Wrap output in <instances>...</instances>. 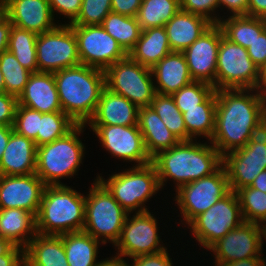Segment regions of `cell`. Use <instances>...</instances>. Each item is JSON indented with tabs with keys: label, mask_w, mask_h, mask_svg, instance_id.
<instances>
[{
	"label": "cell",
	"mask_w": 266,
	"mask_h": 266,
	"mask_svg": "<svg viewBox=\"0 0 266 266\" xmlns=\"http://www.w3.org/2000/svg\"><path fill=\"white\" fill-rule=\"evenodd\" d=\"M128 212L113 198L107 188L95 179L88 196H85V223L83 231L102 244L119 240ZM104 238V239H103Z\"/></svg>",
	"instance_id": "obj_6"
},
{
	"label": "cell",
	"mask_w": 266,
	"mask_h": 266,
	"mask_svg": "<svg viewBox=\"0 0 266 266\" xmlns=\"http://www.w3.org/2000/svg\"><path fill=\"white\" fill-rule=\"evenodd\" d=\"M164 249L155 254L141 255L133 258V265L129 266H172L169 253Z\"/></svg>",
	"instance_id": "obj_47"
},
{
	"label": "cell",
	"mask_w": 266,
	"mask_h": 266,
	"mask_svg": "<svg viewBox=\"0 0 266 266\" xmlns=\"http://www.w3.org/2000/svg\"><path fill=\"white\" fill-rule=\"evenodd\" d=\"M264 226L243 221L214 243L209 250L214 252L215 266L231 261L261 257Z\"/></svg>",
	"instance_id": "obj_16"
},
{
	"label": "cell",
	"mask_w": 266,
	"mask_h": 266,
	"mask_svg": "<svg viewBox=\"0 0 266 266\" xmlns=\"http://www.w3.org/2000/svg\"><path fill=\"white\" fill-rule=\"evenodd\" d=\"M216 90L215 131L210 140L219 154L244 147L265 124L266 91Z\"/></svg>",
	"instance_id": "obj_1"
},
{
	"label": "cell",
	"mask_w": 266,
	"mask_h": 266,
	"mask_svg": "<svg viewBox=\"0 0 266 266\" xmlns=\"http://www.w3.org/2000/svg\"><path fill=\"white\" fill-rule=\"evenodd\" d=\"M76 125L64 112L41 113L37 147L64 137Z\"/></svg>",
	"instance_id": "obj_37"
},
{
	"label": "cell",
	"mask_w": 266,
	"mask_h": 266,
	"mask_svg": "<svg viewBox=\"0 0 266 266\" xmlns=\"http://www.w3.org/2000/svg\"><path fill=\"white\" fill-rule=\"evenodd\" d=\"M261 76H262V80H263L264 86L266 87V66H265V68L261 71Z\"/></svg>",
	"instance_id": "obj_60"
},
{
	"label": "cell",
	"mask_w": 266,
	"mask_h": 266,
	"mask_svg": "<svg viewBox=\"0 0 266 266\" xmlns=\"http://www.w3.org/2000/svg\"><path fill=\"white\" fill-rule=\"evenodd\" d=\"M93 132L99 137L102 146L112 156L123 160L138 163L135 166H143L151 163L147 154L143 137L138 125H89Z\"/></svg>",
	"instance_id": "obj_17"
},
{
	"label": "cell",
	"mask_w": 266,
	"mask_h": 266,
	"mask_svg": "<svg viewBox=\"0 0 266 266\" xmlns=\"http://www.w3.org/2000/svg\"><path fill=\"white\" fill-rule=\"evenodd\" d=\"M152 76L150 68L127 56L105 70V86L138 108L148 107L156 94Z\"/></svg>",
	"instance_id": "obj_9"
},
{
	"label": "cell",
	"mask_w": 266,
	"mask_h": 266,
	"mask_svg": "<svg viewBox=\"0 0 266 266\" xmlns=\"http://www.w3.org/2000/svg\"><path fill=\"white\" fill-rule=\"evenodd\" d=\"M0 69L4 76L6 93L18 98L32 73L25 69L9 50L0 55Z\"/></svg>",
	"instance_id": "obj_38"
},
{
	"label": "cell",
	"mask_w": 266,
	"mask_h": 266,
	"mask_svg": "<svg viewBox=\"0 0 266 266\" xmlns=\"http://www.w3.org/2000/svg\"><path fill=\"white\" fill-rule=\"evenodd\" d=\"M231 191L251 186L256 176L266 170V127L255 133L247 144L222 157Z\"/></svg>",
	"instance_id": "obj_13"
},
{
	"label": "cell",
	"mask_w": 266,
	"mask_h": 266,
	"mask_svg": "<svg viewBox=\"0 0 266 266\" xmlns=\"http://www.w3.org/2000/svg\"><path fill=\"white\" fill-rule=\"evenodd\" d=\"M52 15L54 17V10L61 15L71 18L70 24L77 18L82 0H48Z\"/></svg>",
	"instance_id": "obj_45"
},
{
	"label": "cell",
	"mask_w": 266,
	"mask_h": 266,
	"mask_svg": "<svg viewBox=\"0 0 266 266\" xmlns=\"http://www.w3.org/2000/svg\"><path fill=\"white\" fill-rule=\"evenodd\" d=\"M160 187L167 179L176 181L179 187L199 180L215 172L222 165V156L213 145L193 140L180 141L177 145L157 153L151 158Z\"/></svg>",
	"instance_id": "obj_2"
},
{
	"label": "cell",
	"mask_w": 266,
	"mask_h": 266,
	"mask_svg": "<svg viewBox=\"0 0 266 266\" xmlns=\"http://www.w3.org/2000/svg\"><path fill=\"white\" fill-rule=\"evenodd\" d=\"M14 246L8 239L0 236V256L6 255Z\"/></svg>",
	"instance_id": "obj_57"
},
{
	"label": "cell",
	"mask_w": 266,
	"mask_h": 266,
	"mask_svg": "<svg viewBox=\"0 0 266 266\" xmlns=\"http://www.w3.org/2000/svg\"><path fill=\"white\" fill-rule=\"evenodd\" d=\"M264 126L266 127V107H265V124Z\"/></svg>",
	"instance_id": "obj_62"
},
{
	"label": "cell",
	"mask_w": 266,
	"mask_h": 266,
	"mask_svg": "<svg viewBox=\"0 0 266 266\" xmlns=\"http://www.w3.org/2000/svg\"><path fill=\"white\" fill-rule=\"evenodd\" d=\"M125 259L118 258L116 256L111 257V259H106L101 261V263L98 266H129V264L126 263Z\"/></svg>",
	"instance_id": "obj_56"
},
{
	"label": "cell",
	"mask_w": 266,
	"mask_h": 266,
	"mask_svg": "<svg viewBox=\"0 0 266 266\" xmlns=\"http://www.w3.org/2000/svg\"><path fill=\"white\" fill-rule=\"evenodd\" d=\"M11 28L12 23L10 22L9 18L0 24V55L4 51L8 50Z\"/></svg>",
	"instance_id": "obj_52"
},
{
	"label": "cell",
	"mask_w": 266,
	"mask_h": 266,
	"mask_svg": "<svg viewBox=\"0 0 266 266\" xmlns=\"http://www.w3.org/2000/svg\"><path fill=\"white\" fill-rule=\"evenodd\" d=\"M36 234L37 220L34 213L19 208L0 209L1 237L25 249Z\"/></svg>",
	"instance_id": "obj_28"
},
{
	"label": "cell",
	"mask_w": 266,
	"mask_h": 266,
	"mask_svg": "<svg viewBox=\"0 0 266 266\" xmlns=\"http://www.w3.org/2000/svg\"><path fill=\"white\" fill-rule=\"evenodd\" d=\"M264 239L266 240V224L264 226Z\"/></svg>",
	"instance_id": "obj_61"
},
{
	"label": "cell",
	"mask_w": 266,
	"mask_h": 266,
	"mask_svg": "<svg viewBox=\"0 0 266 266\" xmlns=\"http://www.w3.org/2000/svg\"><path fill=\"white\" fill-rule=\"evenodd\" d=\"M101 26L110 34L128 54L140 38L142 29L136 17H128L110 12Z\"/></svg>",
	"instance_id": "obj_33"
},
{
	"label": "cell",
	"mask_w": 266,
	"mask_h": 266,
	"mask_svg": "<svg viewBox=\"0 0 266 266\" xmlns=\"http://www.w3.org/2000/svg\"><path fill=\"white\" fill-rule=\"evenodd\" d=\"M97 179L129 214L136 209L138 210L135 213L149 211L143 206L144 203L161 189L152 163L134 166L125 172L113 174L107 179L108 181L99 175Z\"/></svg>",
	"instance_id": "obj_7"
},
{
	"label": "cell",
	"mask_w": 266,
	"mask_h": 266,
	"mask_svg": "<svg viewBox=\"0 0 266 266\" xmlns=\"http://www.w3.org/2000/svg\"><path fill=\"white\" fill-rule=\"evenodd\" d=\"M243 221L238 195L230 191L208 210L195 217L188 226L199 244L209 249Z\"/></svg>",
	"instance_id": "obj_10"
},
{
	"label": "cell",
	"mask_w": 266,
	"mask_h": 266,
	"mask_svg": "<svg viewBox=\"0 0 266 266\" xmlns=\"http://www.w3.org/2000/svg\"><path fill=\"white\" fill-rule=\"evenodd\" d=\"M85 124H77L64 137L37 147L35 174L46 186L64 185L63 177L74 176L84 156V145L78 135Z\"/></svg>",
	"instance_id": "obj_5"
},
{
	"label": "cell",
	"mask_w": 266,
	"mask_h": 266,
	"mask_svg": "<svg viewBox=\"0 0 266 266\" xmlns=\"http://www.w3.org/2000/svg\"><path fill=\"white\" fill-rule=\"evenodd\" d=\"M151 71L158 83V85H154L155 91L161 95H172L194 81L189 73L183 52H170Z\"/></svg>",
	"instance_id": "obj_24"
},
{
	"label": "cell",
	"mask_w": 266,
	"mask_h": 266,
	"mask_svg": "<svg viewBox=\"0 0 266 266\" xmlns=\"http://www.w3.org/2000/svg\"><path fill=\"white\" fill-rule=\"evenodd\" d=\"M143 0H111L112 12L136 17Z\"/></svg>",
	"instance_id": "obj_48"
},
{
	"label": "cell",
	"mask_w": 266,
	"mask_h": 266,
	"mask_svg": "<svg viewBox=\"0 0 266 266\" xmlns=\"http://www.w3.org/2000/svg\"><path fill=\"white\" fill-rule=\"evenodd\" d=\"M17 101L41 113L62 112L54 73H32Z\"/></svg>",
	"instance_id": "obj_21"
},
{
	"label": "cell",
	"mask_w": 266,
	"mask_h": 266,
	"mask_svg": "<svg viewBox=\"0 0 266 266\" xmlns=\"http://www.w3.org/2000/svg\"><path fill=\"white\" fill-rule=\"evenodd\" d=\"M41 112L17 104L13 130L26 138L32 139L37 146Z\"/></svg>",
	"instance_id": "obj_42"
},
{
	"label": "cell",
	"mask_w": 266,
	"mask_h": 266,
	"mask_svg": "<svg viewBox=\"0 0 266 266\" xmlns=\"http://www.w3.org/2000/svg\"><path fill=\"white\" fill-rule=\"evenodd\" d=\"M214 91L215 88L211 84L193 81L189 85L182 87L179 91L174 92L171 96L183 114V109L201 108V103Z\"/></svg>",
	"instance_id": "obj_40"
},
{
	"label": "cell",
	"mask_w": 266,
	"mask_h": 266,
	"mask_svg": "<svg viewBox=\"0 0 266 266\" xmlns=\"http://www.w3.org/2000/svg\"><path fill=\"white\" fill-rule=\"evenodd\" d=\"M8 18L12 25L37 35L54 29L48 0H7Z\"/></svg>",
	"instance_id": "obj_20"
},
{
	"label": "cell",
	"mask_w": 266,
	"mask_h": 266,
	"mask_svg": "<svg viewBox=\"0 0 266 266\" xmlns=\"http://www.w3.org/2000/svg\"><path fill=\"white\" fill-rule=\"evenodd\" d=\"M110 12L111 0H82L80 12L70 25H101Z\"/></svg>",
	"instance_id": "obj_41"
},
{
	"label": "cell",
	"mask_w": 266,
	"mask_h": 266,
	"mask_svg": "<svg viewBox=\"0 0 266 266\" xmlns=\"http://www.w3.org/2000/svg\"><path fill=\"white\" fill-rule=\"evenodd\" d=\"M82 65L106 70L128 54L101 25H71Z\"/></svg>",
	"instance_id": "obj_14"
},
{
	"label": "cell",
	"mask_w": 266,
	"mask_h": 266,
	"mask_svg": "<svg viewBox=\"0 0 266 266\" xmlns=\"http://www.w3.org/2000/svg\"><path fill=\"white\" fill-rule=\"evenodd\" d=\"M265 90L261 71L253 63L246 48L221 37L217 55L215 90Z\"/></svg>",
	"instance_id": "obj_8"
},
{
	"label": "cell",
	"mask_w": 266,
	"mask_h": 266,
	"mask_svg": "<svg viewBox=\"0 0 266 266\" xmlns=\"http://www.w3.org/2000/svg\"><path fill=\"white\" fill-rule=\"evenodd\" d=\"M251 187L266 193V170L256 176Z\"/></svg>",
	"instance_id": "obj_55"
},
{
	"label": "cell",
	"mask_w": 266,
	"mask_h": 266,
	"mask_svg": "<svg viewBox=\"0 0 266 266\" xmlns=\"http://www.w3.org/2000/svg\"><path fill=\"white\" fill-rule=\"evenodd\" d=\"M211 25L206 18L180 9L164 25L171 50L183 52Z\"/></svg>",
	"instance_id": "obj_25"
},
{
	"label": "cell",
	"mask_w": 266,
	"mask_h": 266,
	"mask_svg": "<svg viewBox=\"0 0 266 266\" xmlns=\"http://www.w3.org/2000/svg\"><path fill=\"white\" fill-rule=\"evenodd\" d=\"M13 131V126L0 125V161Z\"/></svg>",
	"instance_id": "obj_54"
},
{
	"label": "cell",
	"mask_w": 266,
	"mask_h": 266,
	"mask_svg": "<svg viewBox=\"0 0 266 266\" xmlns=\"http://www.w3.org/2000/svg\"><path fill=\"white\" fill-rule=\"evenodd\" d=\"M215 112L216 90L201 103V108L183 109L187 141L201 135L211 140L215 131Z\"/></svg>",
	"instance_id": "obj_32"
},
{
	"label": "cell",
	"mask_w": 266,
	"mask_h": 266,
	"mask_svg": "<svg viewBox=\"0 0 266 266\" xmlns=\"http://www.w3.org/2000/svg\"><path fill=\"white\" fill-rule=\"evenodd\" d=\"M236 193L239 198L243 220L265 226L266 193L251 186L241 188Z\"/></svg>",
	"instance_id": "obj_39"
},
{
	"label": "cell",
	"mask_w": 266,
	"mask_h": 266,
	"mask_svg": "<svg viewBox=\"0 0 266 266\" xmlns=\"http://www.w3.org/2000/svg\"><path fill=\"white\" fill-rule=\"evenodd\" d=\"M8 18L7 0H0V24Z\"/></svg>",
	"instance_id": "obj_58"
},
{
	"label": "cell",
	"mask_w": 266,
	"mask_h": 266,
	"mask_svg": "<svg viewBox=\"0 0 266 266\" xmlns=\"http://www.w3.org/2000/svg\"><path fill=\"white\" fill-rule=\"evenodd\" d=\"M137 125L150 158L180 142L151 106L139 108Z\"/></svg>",
	"instance_id": "obj_26"
},
{
	"label": "cell",
	"mask_w": 266,
	"mask_h": 266,
	"mask_svg": "<svg viewBox=\"0 0 266 266\" xmlns=\"http://www.w3.org/2000/svg\"><path fill=\"white\" fill-rule=\"evenodd\" d=\"M38 72L55 73L81 64L77 39L71 25L61 24L38 34L36 40Z\"/></svg>",
	"instance_id": "obj_11"
},
{
	"label": "cell",
	"mask_w": 266,
	"mask_h": 266,
	"mask_svg": "<svg viewBox=\"0 0 266 266\" xmlns=\"http://www.w3.org/2000/svg\"><path fill=\"white\" fill-rule=\"evenodd\" d=\"M172 52L164 26L142 30L140 38L128 56L135 62L152 69Z\"/></svg>",
	"instance_id": "obj_29"
},
{
	"label": "cell",
	"mask_w": 266,
	"mask_h": 266,
	"mask_svg": "<svg viewBox=\"0 0 266 266\" xmlns=\"http://www.w3.org/2000/svg\"><path fill=\"white\" fill-rule=\"evenodd\" d=\"M1 93H6V89H5V84H4V76L0 69V94Z\"/></svg>",
	"instance_id": "obj_59"
},
{
	"label": "cell",
	"mask_w": 266,
	"mask_h": 266,
	"mask_svg": "<svg viewBox=\"0 0 266 266\" xmlns=\"http://www.w3.org/2000/svg\"><path fill=\"white\" fill-rule=\"evenodd\" d=\"M219 25L227 39L247 49L266 29V19L247 15H231L226 20L221 19Z\"/></svg>",
	"instance_id": "obj_31"
},
{
	"label": "cell",
	"mask_w": 266,
	"mask_h": 266,
	"mask_svg": "<svg viewBox=\"0 0 266 266\" xmlns=\"http://www.w3.org/2000/svg\"><path fill=\"white\" fill-rule=\"evenodd\" d=\"M265 258L253 257L242 259L240 261H231L228 263L221 264L220 266H266Z\"/></svg>",
	"instance_id": "obj_53"
},
{
	"label": "cell",
	"mask_w": 266,
	"mask_h": 266,
	"mask_svg": "<svg viewBox=\"0 0 266 266\" xmlns=\"http://www.w3.org/2000/svg\"><path fill=\"white\" fill-rule=\"evenodd\" d=\"M167 126L180 140L187 141V130L183 114L180 112L171 95L156 93L150 105Z\"/></svg>",
	"instance_id": "obj_36"
},
{
	"label": "cell",
	"mask_w": 266,
	"mask_h": 266,
	"mask_svg": "<svg viewBox=\"0 0 266 266\" xmlns=\"http://www.w3.org/2000/svg\"><path fill=\"white\" fill-rule=\"evenodd\" d=\"M62 112L76 124H86L93 116L105 86V71L86 65L54 73Z\"/></svg>",
	"instance_id": "obj_3"
},
{
	"label": "cell",
	"mask_w": 266,
	"mask_h": 266,
	"mask_svg": "<svg viewBox=\"0 0 266 266\" xmlns=\"http://www.w3.org/2000/svg\"><path fill=\"white\" fill-rule=\"evenodd\" d=\"M63 246L69 266H98L96 262L100 240L84 231L62 234Z\"/></svg>",
	"instance_id": "obj_30"
},
{
	"label": "cell",
	"mask_w": 266,
	"mask_h": 266,
	"mask_svg": "<svg viewBox=\"0 0 266 266\" xmlns=\"http://www.w3.org/2000/svg\"><path fill=\"white\" fill-rule=\"evenodd\" d=\"M222 35L220 25L212 24L183 51L189 73L194 81H202L215 88L217 55Z\"/></svg>",
	"instance_id": "obj_18"
},
{
	"label": "cell",
	"mask_w": 266,
	"mask_h": 266,
	"mask_svg": "<svg viewBox=\"0 0 266 266\" xmlns=\"http://www.w3.org/2000/svg\"><path fill=\"white\" fill-rule=\"evenodd\" d=\"M0 266H25L24 249L14 246L6 255H1Z\"/></svg>",
	"instance_id": "obj_49"
},
{
	"label": "cell",
	"mask_w": 266,
	"mask_h": 266,
	"mask_svg": "<svg viewBox=\"0 0 266 266\" xmlns=\"http://www.w3.org/2000/svg\"><path fill=\"white\" fill-rule=\"evenodd\" d=\"M36 220L42 235L83 231L85 196L66 185L45 186Z\"/></svg>",
	"instance_id": "obj_4"
},
{
	"label": "cell",
	"mask_w": 266,
	"mask_h": 266,
	"mask_svg": "<svg viewBox=\"0 0 266 266\" xmlns=\"http://www.w3.org/2000/svg\"><path fill=\"white\" fill-rule=\"evenodd\" d=\"M218 7L221 5L229 9L232 16L247 15L248 0H217Z\"/></svg>",
	"instance_id": "obj_50"
},
{
	"label": "cell",
	"mask_w": 266,
	"mask_h": 266,
	"mask_svg": "<svg viewBox=\"0 0 266 266\" xmlns=\"http://www.w3.org/2000/svg\"><path fill=\"white\" fill-rule=\"evenodd\" d=\"M36 155L34 141L13 131L0 161V175L24 176L35 173Z\"/></svg>",
	"instance_id": "obj_23"
},
{
	"label": "cell",
	"mask_w": 266,
	"mask_h": 266,
	"mask_svg": "<svg viewBox=\"0 0 266 266\" xmlns=\"http://www.w3.org/2000/svg\"><path fill=\"white\" fill-rule=\"evenodd\" d=\"M139 108L122 95L103 89L97 108L89 119L90 125H121L138 124Z\"/></svg>",
	"instance_id": "obj_22"
},
{
	"label": "cell",
	"mask_w": 266,
	"mask_h": 266,
	"mask_svg": "<svg viewBox=\"0 0 266 266\" xmlns=\"http://www.w3.org/2000/svg\"><path fill=\"white\" fill-rule=\"evenodd\" d=\"M45 186L35 173L0 175V209L19 208L37 216Z\"/></svg>",
	"instance_id": "obj_19"
},
{
	"label": "cell",
	"mask_w": 266,
	"mask_h": 266,
	"mask_svg": "<svg viewBox=\"0 0 266 266\" xmlns=\"http://www.w3.org/2000/svg\"><path fill=\"white\" fill-rule=\"evenodd\" d=\"M129 213L124 221L119 240L115 246L119 250L118 258L155 254L166 249L160 245L157 220L151 212L136 213L129 219ZM120 252V253H119Z\"/></svg>",
	"instance_id": "obj_15"
},
{
	"label": "cell",
	"mask_w": 266,
	"mask_h": 266,
	"mask_svg": "<svg viewBox=\"0 0 266 266\" xmlns=\"http://www.w3.org/2000/svg\"><path fill=\"white\" fill-rule=\"evenodd\" d=\"M17 104L16 96L0 94V125L13 126Z\"/></svg>",
	"instance_id": "obj_46"
},
{
	"label": "cell",
	"mask_w": 266,
	"mask_h": 266,
	"mask_svg": "<svg viewBox=\"0 0 266 266\" xmlns=\"http://www.w3.org/2000/svg\"><path fill=\"white\" fill-rule=\"evenodd\" d=\"M37 37L38 35L34 32L12 25L8 50L31 73L38 72L36 57Z\"/></svg>",
	"instance_id": "obj_34"
},
{
	"label": "cell",
	"mask_w": 266,
	"mask_h": 266,
	"mask_svg": "<svg viewBox=\"0 0 266 266\" xmlns=\"http://www.w3.org/2000/svg\"><path fill=\"white\" fill-rule=\"evenodd\" d=\"M253 63L262 71L266 66V29L247 48Z\"/></svg>",
	"instance_id": "obj_44"
},
{
	"label": "cell",
	"mask_w": 266,
	"mask_h": 266,
	"mask_svg": "<svg viewBox=\"0 0 266 266\" xmlns=\"http://www.w3.org/2000/svg\"><path fill=\"white\" fill-rule=\"evenodd\" d=\"M226 170L221 165L211 175L202 177L176 189V201L183 214L184 221L189 224L195 217L230 192Z\"/></svg>",
	"instance_id": "obj_12"
},
{
	"label": "cell",
	"mask_w": 266,
	"mask_h": 266,
	"mask_svg": "<svg viewBox=\"0 0 266 266\" xmlns=\"http://www.w3.org/2000/svg\"><path fill=\"white\" fill-rule=\"evenodd\" d=\"M180 9L192 14L200 15L212 24H219L221 17H214L213 12L218 8L217 0H179ZM211 13V14H210ZM213 14V16H212Z\"/></svg>",
	"instance_id": "obj_43"
},
{
	"label": "cell",
	"mask_w": 266,
	"mask_h": 266,
	"mask_svg": "<svg viewBox=\"0 0 266 266\" xmlns=\"http://www.w3.org/2000/svg\"><path fill=\"white\" fill-rule=\"evenodd\" d=\"M179 10V0H143L136 18L142 30L162 27Z\"/></svg>",
	"instance_id": "obj_35"
},
{
	"label": "cell",
	"mask_w": 266,
	"mask_h": 266,
	"mask_svg": "<svg viewBox=\"0 0 266 266\" xmlns=\"http://www.w3.org/2000/svg\"><path fill=\"white\" fill-rule=\"evenodd\" d=\"M25 266H69L61 235L36 234L24 249Z\"/></svg>",
	"instance_id": "obj_27"
},
{
	"label": "cell",
	"mask_w": 266,
	"mask_h": 266,
	"mask_svg": "<svg viewBox=\"0 0 266 266\" xmlns=\"http://www.w3.org/2000/svg\"><path fill=\"white\" fill-rule=\"evenodd\" d=\"M247 16L266 19V0H248Z\"/></svg>",
	"instance_id": "obj_51"
}]
</instances>
